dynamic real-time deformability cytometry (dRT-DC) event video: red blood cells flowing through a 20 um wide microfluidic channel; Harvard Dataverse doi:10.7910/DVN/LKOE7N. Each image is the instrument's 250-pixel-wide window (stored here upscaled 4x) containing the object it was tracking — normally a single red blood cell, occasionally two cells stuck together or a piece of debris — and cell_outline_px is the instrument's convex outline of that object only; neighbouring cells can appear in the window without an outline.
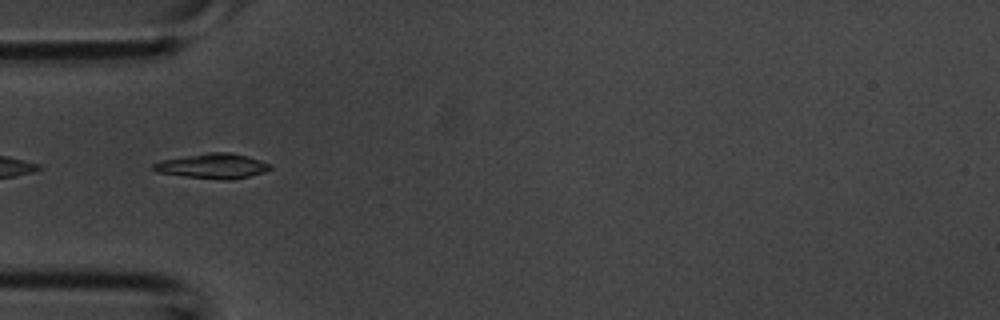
{"species": "common noctule bat (a hibernating species)", "species_latin": "Nyctalus noctula", "temperature_condition": "room temperature", "stored_images_in_passage": 5, "camera_frame_rate_fps": 3000, "um_per_image_px": 0.085, "animal": {"sex": "male", "body_mass_g": 20.1, "forearm_length_mm": 53.5}, "frame": {"image": 1, "passage_image": 2, "time_ms": 0.333, "image_size_px": [1000, 320], "cell_outline_px": [[272, 168], [264, 172], [248, 176], [228, 180], [224, 180], [184, 176], [156, 172], [152, 168], [152, 164], [164, 160], [208, 152], [228, 152], [260, 160], [272, 164]], "centroid_in_image_um": [18.09, 14.11], "position_along_channel_um": 66.9, "area_um2": 16.7}}